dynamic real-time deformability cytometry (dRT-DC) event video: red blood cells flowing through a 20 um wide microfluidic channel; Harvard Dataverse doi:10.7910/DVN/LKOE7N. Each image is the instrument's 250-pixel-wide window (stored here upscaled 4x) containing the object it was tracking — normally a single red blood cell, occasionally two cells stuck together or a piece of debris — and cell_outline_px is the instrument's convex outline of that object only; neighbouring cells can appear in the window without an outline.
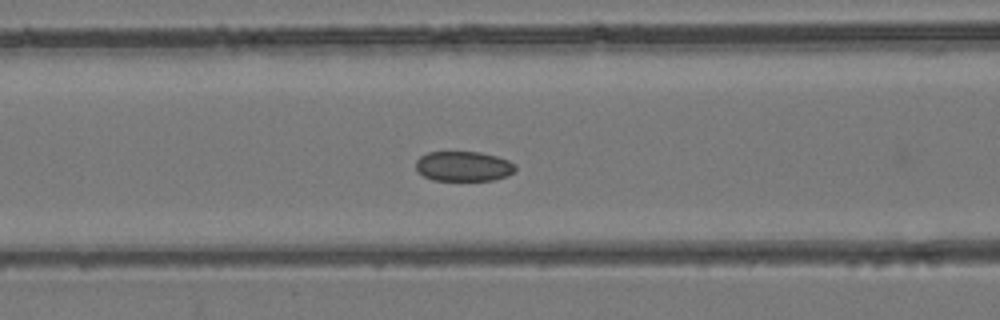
{"species": "common noctule bat (a hibernating species)", "species_latin": "Nyctalus noctula", "temperature_condition": "room temperature", "stored_images_in_passage": 12, "camera_frame_rate_fps": 3000, "um_per_image_px": 0.085, "animal": {"sex": "female", "body_mass_g": 24.6, "forearm_length_mm": 56.2}, "frame": {"image": 1, "passage_image": 11, "time_ms": 3.333, "image_size_px": [1000, 320], "cell_outline_px": [[516, 168], [508, 176], [492, 180], [432, 180], [416, 172], [416, 160], [420, 156], [428, 152], [480, 152], [496, 156], [508, 160], [516, 164]], "centroid_in_image_um": [39.38, 14.13], "position_along_channel_um": 127.2, "area_um2": 17.46}}